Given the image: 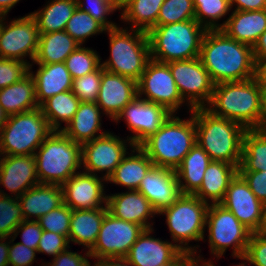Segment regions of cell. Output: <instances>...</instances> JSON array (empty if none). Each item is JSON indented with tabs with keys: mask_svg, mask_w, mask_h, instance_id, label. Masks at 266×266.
<instances>
[{
	"mask_svg": "<svg viewBox=\"0 0 266 266\" xmlns=\"http://www.w3.org/2000/svg\"><path fill=\"white\" fill-rule=\"evenodd\" d=\"M100 176L84 171L74 174L61 186L63 203L72 210L107 208V180Z\"/></svg>",
	"mask_w": 266,
	"mask_h": 266,
	"instance_id": "obj_18",
	"label": "cell"
},
{
	"mask_svg": "<svg viewBox=\"0 0 266 266\" xmlns=\"http://www.w3.org/2000/svg\"><path fill=\"white\" fill-rule=\"evenodd\" d=\"M262 232L266 235V222H265V226Z\"/></svg>",
	"mask_w": 266,
	"mask_h": 266,
	"instance_id": "obj_65",
	"label": "cell"
},
{
	"mask_svg": "<svg viewBox=\"0 0 266 266\" xmlns=\"http://www.w3.org/2000/svg\"><path fill=\"white\" fill-rule=\"evenodd\" d=\"M182 99L193 108H205L211 101L214 82L200 57L167 63Z\"/></svg>",
	"mask_w": 266,
	"mask_h": 266,
	"instance_id": "obj_12",
	"label": "cell"
},
{
	"mask_svg": "<svg viewBox=\"0 0 266 266\" xmlns=\"http://www.w3.org/2000/svg\"><path fill=\"white\" fill-rule=\"evenodd\" d=\"M187 20H195L193 0H164L157 17V25Z\"/></svg>",
	"mask_w": 266,
	"mask_h": 266,
	"instance_id": "obj_42",
	"label": "cell"
},
{
	"mask_svg": "<svg viewBox=\"0 0 266 266\" xmlns=\"http://www.w3.org/2000/svg\"><path fill=\"white\" fill-rule=\"evenodd\" d=\"M153 228L144 229L125 257L132 266H162L181 250L169 241L152 236Z\"/></svg>",
	"mask_w": 266,
	"mask_h": 266,
	"instance_id": "obj_23",
	"label": "cell"
},
{
	"mask_svg": "<svg viewBox=\"0 0 266 266\" xmlns=\"http://www.w3.org/2000/svg\"><path fill=\"white\" fill-rule=\"evenodd\" d=\"M130 152L108 178L107 184L113 183L127 190H138L141 180L154 165L139 146H134Z\"/></svg>",
	"mask_w": 266,
	"mask_h": 266,
	"instance_id": "obj_29",
	"label": "cell"
},
{
	"mask_svg": "<svg viewBox=\"0 0 266 266\" xmlns=\"http://www.w3.org/2000/svg\"><path fill=\"white\" fill-rule=\"evenodd\" d=\"M102 113L96 102H80L73 118L61 131L80 144L94 140L108 132L102 131Z\"/></svg>",
	"mask_w": 266,
	"mask_h": 266,
	"instance_id": "obj_26",
	"label": "cell"
},
{
	"mask_svg": "<svg viewBox=\"0 0 266 266\" xmlns=\"http://www.w3.org/2000/svg\"><path fill=\"white\" fill-rule=\"evenodd\" d=\"M206 229L213 258L220 259L229 247L232 257L245 255L252 232L220 203L209 205Z\"/></svg>",
	"mask_w": 266,
	"mask_h": 266,
	"instance_id": "obj_10",
	"label": "cell"
},
{
	"mask_svg": "<svg viewBox=\"0 0 266 266\" xmlns=\"http://www.w3.org/2000/svg\"><path fill=\"white\" fill-rule=\"evenodd\" d=\"M108 208L72 210L69 243L84 246L89 251L95 244Z\"/></svg>",
	"mask_w": 266,
	"mask_h": 266,
	"instance_id": "obj_30",
	"label": "cell"
},
{
	"mask_svg": "<svg viewBox=\"0 0 266 266\" xmlns=\"http://www.w3.org/2000/svg\"><path fill=\"white\" fill-rule=\"evenodd\" d=\"M53 130L40 107L8 116L0 133L2 155H34Z\"/></svg>",
	"mask_w": 266,
	"mask_h": 266,
	"instance_id": "obj_9",
	"label": "cell"
},
{
	"mask_svg": "<svg viewBox=\"0 0 266 266\" xmlns=\"http://www.w3.org/2000/svg\"><path fill=\"white\" fill-rule=\"evenodd\" d=\"M20 0H0V16H7Z\"/></svg>",
	"mask_w": 266,
	"mask_h": 266,
	"instance_id": "obj_60",
	"label": "cell"
},
{
	"mask_svg": "<svg viewBox=\"0 0 266 266\" xmlns=\"http://www.w3.org/2000/svg\"><path fill=\"white\" fill-rule=\"evenodd\" d=\"M171 114L162 126L139 147L150 158L155 167L176 170L184 157L196 144L194 116L185 120Z\"/></svg>",
	"mask_w": 266,
	"mask_h": 266,
	"instance_id": "obj_3",
	"label": "cell"
},
{
	"mask_svg": "<svg viewBox=\"0 0 266 266\" xmlns=\"http://www.w3.org/2000/svg\"><path fill=\"white\" fill-rule=\"evenodd\" d=\"M237 173L238 167L233 164L211 161L204 173L203 182L194 195L209 205L221 203Z\"/></svg>",
	"mask_w": 266,
	"mask_h": 266,
	"instance_id": "obj_28",
	"label": "cell"
},
{
	"mask_svg": "<svg viewBox=\"0 0 266 266\" xmlns=\"http://www.w3.org/2000/svg\"><path fill=\"white\" fill-rule=\"evenodd\" d=\"M257 130L266 131V91H262L261 94V113L259 126Z\"/></svg>",
	"mask_w": 266,
	"mask_h": 266,
	"instance_id": "obj_59",
	"label": "cell"
},
{
	"mask_svg": "<svg viewBox=\"0 0 266 266\" xmlns=\"http://www.w3.org/2000/svg\"><path fill=\"white\" fill-rule=\"evenodd\" d=\"M77 8V0H48L43 8L31 12L39 34L63 31Z\"/></svg>",
	"mask_w": 266,
	"mask_h": 266,
	"instance_id": "obj_34",
	"label": "cell"
},
{
	"mask_svg": "<svg viewBox=\"0 0 266 266\" xmlns=\"http://www.w3.org/2000/svg\"><path fill=\"white\" fill-rule=\"evenodd\" d=\"M107 208L115 218L136 223L144 229L153 228L154 222L149 219L158 215L151 202L138 190L108 194Z\"/></svg>",
	"mask_w": 266,
	"mask_h": 266,
	"instance_id": "obj_21",
	"label": "cell"
},
{
	"mask_svg": "<svg viewBox=\"0 0 266 266\" xmlns=\"http://www.w3.org/2000/svg\"><path fill=\"white\" fill-rule=\"evenodd\" d=\"M254 79L261 91H266V60H255Z\"/></svg>",
	"mask_w": 266,
	"mask_h": 266,
	"instance_id": "obj_55",
	"label": "cell"
},
{
	"mask_svg": "<svg viewBox=\"0 0 266 266\" xmlns=\"http://www.w3.org/2000/svg\"><path fill=\"white\" fill-rule=\"evenodd\" d=\"M221 30L230 38L254 46L266 30V9L257 11L233 10L221 23Z\"/></svg>",
	"mask_w": 266,
	"mask_h": 266,
	"instance_id": "obj_25",
	"label": "cell"
},
{
	"mask_svg": "<svg viewBox=\"0 0 266 266\" xmlns=\"http://www.w3.org/2000/svg\"><path fill=\"white\" fill-rule=\"evenodd\" d=\"M34 155H2L0 161V186L10 191L11 197H19L38 185Z\"/></svg>",
	"mask_w": 266,
	"mask_h": 266,
	"instance_id": "obj_20",
	"label": "cell"
},
{
	"mask_svg": "<svg viewBox=\"0 0 266 266\" xmlns=\"http://www.w3.org/2000/svg\"><path fill=\"white\" fill-rule=\"evenodd\" d=\"M8 240H9L8 237H0V266L9 265V261H8L9 241Z\"/></svg>",
	"mask_w": 266,
	"mask_h": 266,
	"instance_id": "obj_58",
	"label": "cell"
},
{
	"mask_svg": "<svg viewBox=\"0 0 266 266\" xmlns=\"http://www.w3.org/2000/svg\"><path fill=\"white\" fill-rule=\"evenodd\" d=\"M250 190L264 204L266 203V171H238Z\"/></svg>",
	"mask_w": 266,
	"mask_h": 266,
	"instance_id": "obj_52",
	"label": "cell"
},
{
	"mask_svg": "<svg viewBox=\"0 0 266 266\" xmlns=\"http://www.w3.org/2000/svg\"><path fill=\"white\" fill-rule=\"evenodd\" d=\"M106 33L110 41V56L101 61V66L110 73L138 82L151 59L147 32L119 25L106 30Z\"/></svg>",
	"mask_w": 266,
	"mask_h": 266,
	"instance_id": "obj_7",
	"label": "cell"
},
{
	"mask_svg": "<svg viewBox=\"0 0 266 266\" xmlns=\"http://www.w3.org/2000/svg\"><path fill=\"white\" fill-rule=\"evenodd\" d=\"M106 30L101 23L87 12L81 11L78 7L65 27V31L80 45H83L92 36H97L100 33L106 34Z\"/></svg>",
	"mask_w": 266,
	"mask_h": 266,
	"instance_id": "obj_39",
	"label": "cell"
},
{
	"mask_svg": "<svg viewBox=\"0 0 266 266\" xmlns=\"http://www.w3.org/2000/svg\"><path fill=\"white\" fill-rule=\"evenodd\" d=\"M68 237L51 231H44L40 238L37 253H45L53 258L70 248Z\"/></svg>",
	"mask_w": 266,
	"mask_h": 266,
	"instance_id": "obj_47",
	"label": "cell"
},
{
	"mask_svg": "<svg viewBox=\"0 0 266 266\" xmlns=\"http://www.w3.org/2000/svg\"><path fill=\"white\" fill-rule=\"evenodd\" d=\"M252 49L255 60H266V30L259 36Z\"/></svg>",
	"mask_w": 266,
	"mask_h": 266,
	"instance_id": "obj_56",
	"label": "cell"
},
{
	"mask_svg": "<svg viewBox=\"0 0 266 266\" xmlns=\"http://www.w3.org/2000/svg\"><path fill=\"white\" fill-rule=\"evenodd\" d=\"M127 0H117L119 7H121Z\"/></svg>",
	"mask_w": 266,
	"mask_h": 266,
	"instance_id": "obj_63",
	"label": "cell"
},
{
	"mask_svg": "<svg viewBox=\"0 0 266 266\" xmlns=\"http://www.w3.org/2000/svg\"><path fill=\"white\" fill-rule=\"evenodd\" d=\"M21 235L23 245L37 250L40 238L43 234V229L40 227L38 221L34 220H23L14 230L13 238Z\"/></svg>",
	"mask_w": 266,
	"mask_h": 266,
	"instance_id": "obj_49",
	"label": "cell"
},
{
	"mask_svg": "<svg viewBox=\"0 0 266 266\" xmlns=\"http://www.w3.org/2000/svg\"><path fill=\"white\" fill-rule=\"evenodd\" d=\"M245 255L249 265L266 266V235L262 231L251 234Z\"/></svg>",
	"mask_w": 266,
	"mask_h": 266,
	"instance_id": "obj_48",
	"label": "cell"
},
{
	"mask_svg": "<svg viewBox=\"0 0 266 266\" xmlns=\"http://www.w3.org/2000/svg\"><path fill=\"white\" fill-rule=\"evenodd\" d=\"M165 107L136 97L127 104L113 121L119 123L124 120L131 136H127L135 146H139L150 135L154 134L171 115Z\"/></svg>",
	"mask_w": 266,
	"mask_h": 266,
	"instance_id": "obj_16",
	"label": "cell"
},
{
	"mask_svg": "<svg viewBox=\"0 0 266 266\" xmlns=\"http://www.w3.org/2000/svg\"><path fill=\"white\" fill-rule=\"evenodd\" d=\"M261 94L254 78L223 82L214 86L210 103L205 107L214 116L238 122L246 129L259 126Z\"/></svg>",
	"mask_w": 266,
	"mask_h": 266,
	"instance_id": "obj_4",
	"label": "cell"
},
{
	"mask_svg": "<svg viewBox=\"0 0 266 266\" xmlns=\"http://www.w3.org/2000/svg\"><path fill=\"white\" fill-rule=\"evenodd\" d=\"M14 240L13 237L9 238V266H32L36 259L37 250L27 247L20 242L14 243Z\"/></svg>",
	"mask_w": 266,
	"mask_h": 266,
	"instance_id": "obj_50",
	"label": "cell"
},
{
	"mask_svg": "<svg viewBox=\"0 0 266 266\" xmlns=\"http://www.w3.org/2000/svg\"><path fill=\"white\" fill-rule=\"evenodd\" d=\"M206 31L196 20L157 25L147 32L150 58L168 63L200 57Z\"/></svg>",
	"mask_w": 266,
	"mask_h": 266,
	"instance_id": "obj_5",
	"label": "cell"
},
{
	"mask_svg": "<svg viewBox=\"0 0 266 266\" xmlns=\"http://www.w3.org/2000/svg\"><path fill=\"white\" fill-rule=\"evenodd\" d=\"M138 97L137 82L110 73L102 67V79L96 104L103 114L114 121L127 104Z\"/></svg>",
	"mask_w": 266,
	"mask_h": 266,
	"instance_id": "obj_19",
	"label": "cell"
},
{
	"mask_svg": "<svg viewBox=\"0 0 266 266\" xmlns=\"http://www.w3.org/2000/svg\"><path fill=\"white\" fill-rule=\"evenodd\" d=\"M29 65V73L35 81L36 99L40 106L50 97L72 90L73 79L64 62L51 64H37L38 69L33 72Z\"/></svg>",
	"mask_w": 266,
	"mask_h": 266,
	"instance_id": "obj_24",
	"label": "cell"
},
{
	"mask_svg": "<svg viewBox=\"0 0 266 266\" xmlns=\"http://www.w3.org/2000/svg\"><path fill=\"white\" fill-rule=\"evenodd\" d=\"M24 220L17 197L0 189V237H12L16 227Z\"/></svg>",
	"mask_w": 266,
	"mask_h": 266,
	"instance_id": "obj_41",
	"label": "cell"
},
{
	"mask_svg": "<svg viewBox=\"0 0 266 266\" xmlns=\"http://www.w3.org/2000/svg\"><path fill=\"white\" fill-rule=\"evenodd\" d=\"M8 119V115L5 113L3 108L0 106V133L3 127L5 126Z\"/></svg>",
	"mask_w": 266,
	"mask_h": 266,
	"instance_id": "obj_62",
	"label": "cell"
},
{
	"mask_svg": "<svg viewBox=\"0 0 266 266\" xmlns=\"http://www.w3.org/2000/svg\"><path fill=\"white\" fill-rule=\"evenodd\" d=\"M202 255H192L188 251L181 250L171 261L163 264L162 266H204L206 260Z\"/></svg>",
	"mask_w": 266,
	"mask_h": 266,
	"instance_id": "obj_53",
	"label": "cell"
},
{
	"mask_svg": "<svg viewBox=\"0 0 266 266\" xmlns=\"http://www.w3.org/2000/svg\"><path fill=\"white\" fill-rule=\"evenodd\" d=\"M34 157L40 184L62 186L82 169L81 144L68 138L62 131H52L36 150Z\"/></svg>",
	"mask_w": 266,
	"mask_h": 266,
	"instance_id": "obj_6",
	"label": "cell"
},
{
	"mask_svg": "<svg viewBox=\"0 0 266 266\" xmlns=\"http://www.w3.org/2000/svg\"><path fill=\"white\" fill-rule=\"evenodd\" d=\"M102 79V66L80 78L73 79L72 92L80 102H96Z\"/></svg>",
	"mask_w": 266,
	"mask_h": 266,
	"instance_id": "obj_44",
	"label": "cell"
},
{
	"mask_svg": "<svg viewBox=\"0 0 266 266\" xmlns=\"http://www.w3.org/2000/svg\"><path fill=\"white\" fill-rule=\"evenodd\" d=\"M24 220L37 221L63 204L62 187L50 184H38L18 197ZM33 217V218H32Z\"/></svg>",
	"mask_w": 266,
	"mask_h": 266,
	"instance_id": "obj_27",
	"label": "cell"
},
{
	"mask_svg": "<svg viewBox=\"0 0 266 266\" xmlns=\"http://www.w3.org/2000/svg\"><path fill=\"white\" fill-rule=\"evenodd\" d=\"M79 45L65 30L39 34L38 49L33 63L65 62Z\"/></svg>",
	"mask_w": 266,
	"mask_h": 266,
	"instance_id": "obj_33",
	"label": "cell"
},
{
	"mask_svg": "<svg viewBox=\"0 0 266 266\" xmlns=\"http://www.w3.org/2000/svg\"><path fill=\"white\" fill-rule=\"evenodd\" d=\"M80 101L72 90L58 93L45 100L39 107L53 131H61L77 111Z\"/></svg>",
	"mask_w": 266,
	"mask_h": 266,
	"instance_id": "obj_36",
	"label": "cell"
},
{
	"mask_svg": "<svg viewBox=\"0 0 266 266\" xmlns=\"http://www.w3.org/2000/svg\"><path fill=\"white\" fill-rule=\"evenodd\" d=\"M200 59L215 85L254 78L252 46L228 37L221 29L206 31Z\"/></svg>",
	"mask_w": 266,
	"mask_h": 266,
	"instance_id": "obj_1",
	"label": "cell"
},
{
	"mask_svg": "<svg viewBox=\"0 0 266 266\" xmlns=\"http://www.w3.org/2000/svg\"><path fill=\"white\" fill-rule=\"evenodd\" d=\"M264 218H265V222H266V203H264Z\"/></svg>",
	"mask_w": 266,
	"mask_h": 266,
	"instance_id": "obj_64",
	"label": "cell"
},
{
	"mask_svg": "<svg viewBox=\"0 0 266 266\" xmlns=\"http://www.w3.org/2000/svg\"><path fill=\"white\" fill-rule=\"evenodd\" d=\"M210 156L196 143L175 170L181 194H194L201 186Z\"/></svg>",
	"mask_w": 266,
	"mask_h": 266,
	"instance_id": "obj_32",
	"label": "cell"
},
{
	"mask_svg": "<svg viewBox=\"0 0 266 266\" xmlns=\"http://www.w3.org/2000/svg\"><path fill=\"white\" fill-rule=\"evenodd\" d=\"M231 10L239 11H257L266 9L265 0H229Z\"/></svg>",
	"mask_w": 266,
	"mask_h": 266,
	"instance_id": "obj_54",
	"label": "cell"
},
{
	"mask_svg": "<svg viewBox=\"0 0 266 266\" xmlns=\"http://www.w3.org/2000/svg\"><path fill=\"white\" fill-rule=\"evenodd\" d=\"M209 204L194 194H181L175 202L162 209L158 215H165L172 242L180 249L197 254V246L190 241L205 240L206 218Z\"/></svg>",
	"mask_w": 266,
	"mask_h": 266,
	"instance_id": "obj_8",
	"label": "cell"
},
{
	"mask_svg": "<svg viewBox=\"0 0 266 266\" xmlns=\"http://www.w3.org/2000/svg\"><path fill=\"white\" fill-rule=\"evenodd\" d=\"M193 4L195 20L207 30L221 29L220 19L231 11L229 0H193Z\"/></svg>",
	"mask_w": 266,
	"mask_h": 266,
	"instance_id": "obj_38",
	"label": "cell"
},
{
	"mask_svg": "<svg viewBox=\"0 0 266 266\" xmlns=\"http://www.w3.org/2000/svg\"><path fill=\"white\" fill-rule=\"evenodd\" d=\"M93 266H132L125 257L102 258L95 260Z\"/></svg>",
	"mask_w": 266,
	"mask_h": 266,
	"instance_id": "obj_57",
	"label": "cell"
},
{
	"mask_svg": "<svg viewBox=\"0 0 266 266\" xmlns=\"http://www.w3.org/2000/svg\"><path fill=\"white\" fill-rule=\"evenodd\" d=\"M134 146L128 138L125 137L124 140L109 131L85 142L81 144L82 171L94 175L101 173L102 177L108 180L129 152L127 150Z\"/></svg>",
	"mask_w": 266,
	"mask_h": 266,
	"instance_id": "obj_13",
	"label": "cell"
},
{
	"mask_svg": "<svg viewBox=\"0 0 266 266\" xmlns=\"http://www.w3.org/2000/svg\"><path fill=\"white\" fill-rule=\"evenodd\" d=\"M85 255V256H84ZM80 254L73 252L69 248L52 259L50 262H44L43 266H93L89 259H92L89 252L85 250V253ZM88 257H90L88 259Z\"/></svg>",
	"mask_w": 266,
	"mask_h": 266,
	"instance_id": "obj_51",
	"label": "cell"
},
{
	"mask_svg": "<svg viewBox=\"0 0 266 266\" xmlns=\"http://www.w3.org/2000/svg\"><path fill=\"white\" fill-rule=\"evenodd\" d=\"M72 209L64 203L41 216L37 221L44 231H51L69 237Z\"/></svg>",
	"mask_w": 266,
	"mask_h": 266,
	"instance_id": "obj_45",
	"label": "cell"
},
{
	"mask_svg": "<svg viewBox=\"0 0 266 266\" xmlns=\"http://www.w3.org/2000/svg\"><path fill=\"white\" fill-rule=\"evenodd\" d=\"M86 3V4H85ZM77 7L90 14L96 21L101 23L107 30L118 27L108 16L114 14L120 7L117 0H77Z\"/></svg>",
	"mask_w": 266,
	"mask_h": 266,
	"instance_id": "obj_43",
	"label": "cell"
},
{
	"mask_svg": "<svg viewBox=\"0 0 266 266\" xmlns=\"http://www.w3.org/2000/svg\"><path fill=\"white\" fill-rule=\"evenodd\" d=\"M234 258L241 259L243 261H242V263H239L237 265L235 264L233 266H248V264H247L248 263V258H247L246 255L234 256ZM206 264H210L211 266H215L214 262L212 260H210V259L206 262Z\"/></svg>",
	"mask_w": 266,
	"mask_h": 266,
	"instance_id": "obj_61",
	"label": "cell"
},
{
	"mask_svg": "<svg viewBox=\"0 0 266 266\" xmlns=\"http://www.w3.org/2000/svg\"><path fill=\"white\" fill-rule=\"evenodd\" d=\"M138 97L165 107L170 113L177 114L184 104L192 108L182 99L171 70L167 63L150 59L137 82Z\"/></svg>",
	"mask_w": 266,
	"mask_h": 266,
	"instance_id": "obj_11",
	"label": "cell"
},
{
	"mask_svg": "<svg viewBox=\"0 0 266 266\" xmlns=\"http://www.w3.org/2000/svg\"><path fill=\"white\" fill-rule=\"evenodd\" d=\"M0 106L8 116L39 107L36 99L35 81L30 73L18 82L0 89Z\"/></svg>",
	"mask_w": 266,
	"mask_h": 266,
	"instance_id": "obj_31",
	"label": "cell"
},
{
	"mask_svg": "<svg viewBox=\"0 0 266 266\" xmlns=\"http://www.w3.org/2000/svg\"><path fill=\"white\" fill-rule=\"evenodd\" d=\"M238 171H266V131L246 130Z\"/></svg>",
	"mask_w": 266,
	"mask_h": 266,
	"instance_id": "obj_37",
	"label": "cell"
},
{
	"mask_svg": "<svg viewBox=\"0 0 266 266\" xmlns=\"http://www.w3.org/2000/svg\"><path fill=\"white\" fill-rule=\"evenodd\" d=\"M138 191L151 202L158 213L172 205L181 195L176 172L155 166L141 180Z\"/></svg>",
	"mask_w": 266,
	"mask_h": 266,
	"instance_id": "obj_22",
	"label": "cell"
},
{
	"mask_svg": "<svg viewBox=\"0 0 266 266\" xmlns=\"http://www.w3.org/2000/svg\"><path fill=\"white\" fill-rule=\"evenodd\" d=\"M101 60L96 50L79 45L64 63L72 79H75L95 71L101 65Z\"/></svg>",
	"mask_w": 266,
	"mask_h": 266,
	"instance_id": "obj_40",
	"label": "cell"
},
{
	"mask_svg": "<svg viewBox=\"0 0 266 266\" xmlns=\"http://www.w3.org/2000/svg\"><path fill=\"white\" fill-rule=\"evenodd\" d=\"M196 143L211 161L240 166L246 128L238 122L214 116L206 108H193Z\"/></svg>",
	"mask_w": 266,
	"mask_h": 266,
	"instance_id": "obj_2",
	"label": "cell"
},
{
	"mask_svg": "<svg viewBox=\"0 0 266 266\" xmlns=\"http://www.w3.org/2000/svg\"><path fill=\"white\" fill-rule=\"evenodd\" d=\"M0 16V58L33 63L38 49L39 32L35 19L29 14L6 21ZM31 59V62L27 58Z\"/></svg>",
	"mask_w": 266,
	"mask_h": 266,
	"instance_id": "obj_14",
	"label": "cell"
},
{
	"mask_svg": "<svg viewBox=\"0 0 266 266\" xmlns=\"http://www.w3.org/2000/svg\"><path fill=\"white\" fill-rule=\"evenodd\" d=\"M28 73V63L20 60L0 58V89L18 82Z\"/></svg>",
	"mask_w": 266,
	"mask_h": 266,
	"instance_id": "obj_46",
	"label": "cell"
},
{
	"mask_svg": "<svg viewBox=\"0 0 266 266\" xmlns=\"http://www.w3.org/2000/svg\"><path fill=\"white\" fill-rule=\"evenodd\" d=\"M164 0H127L120 7V19L129 29L148 32L157 26V17Z\"/></svg>",
	"mask_w": 266,
	"mask_h": 266,
	"instance_id": "obj_35",
	"label": "cell"
},
{
	"mask_svg": "<svg viewBox=\"0 0 266 266\" xmlns=\"http://www.w3.org/2000/svg\"><path fill=\"white\" fill-rule=\"evenodd\" d=\"M143 231L141 225L115 218L107 211L95 244L88 252L94 260L126 257Z\"/></svg>",
	"mask_w": 266,
	"mask_h": 266,
	"instance_id": "obj_15",
	"label": "cell"
},
{
	"mask_svg": "<svg viewBox=\"0 0 266 266\" xmlns=\"http://www.w3.org/2000/svg\"><path fill=\"white\" fill-rule=\"evenodd\" d=\"M220 204L232 212L252 233L263 231L264 204L254 195L239 173L231 180Z\"/></svg>",
	"mask_w": 266,
	"mask_h": 266,
	"instance_id": "obj_17",
	"label": "cell"
}]
</instances>
